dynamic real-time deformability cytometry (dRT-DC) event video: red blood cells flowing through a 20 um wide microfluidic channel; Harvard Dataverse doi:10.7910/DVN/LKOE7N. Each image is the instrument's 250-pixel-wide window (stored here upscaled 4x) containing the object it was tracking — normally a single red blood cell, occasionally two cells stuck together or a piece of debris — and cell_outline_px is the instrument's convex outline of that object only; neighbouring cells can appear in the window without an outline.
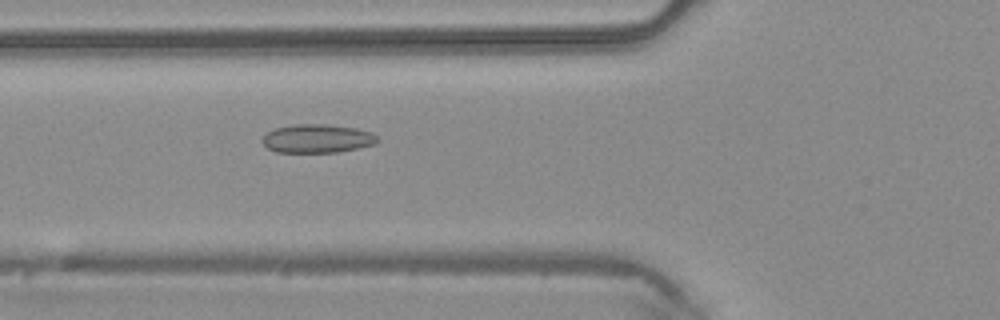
{"species": "common noctule bat (a hibernating species)", "species_latin": "Nyctalus noctula", "temperature_condition": "warm", "stored_images_in_passage": 9, "camera_frame_rate_fps": 3000, "um_per_image_px": 0.085, "animal": {"sex": "male", "body_mass_g": 20.4}, "frame": {"image": 1, "passage_image": 3, "time_ms": 0.667, "image_size_px": [1000, 320], "cell_outline_px": [[380, 140], [376, 144], [336, 152], [276, 152], [268, 148], [260, 140], [268, 132], [276, 128], [292, 124], [328, 124], [356, 128], [372, 132]], "centroid_in_image_um": [26.98, 11.77], "position_along_channel_um": 98.8, "area_um2": 19.19}}
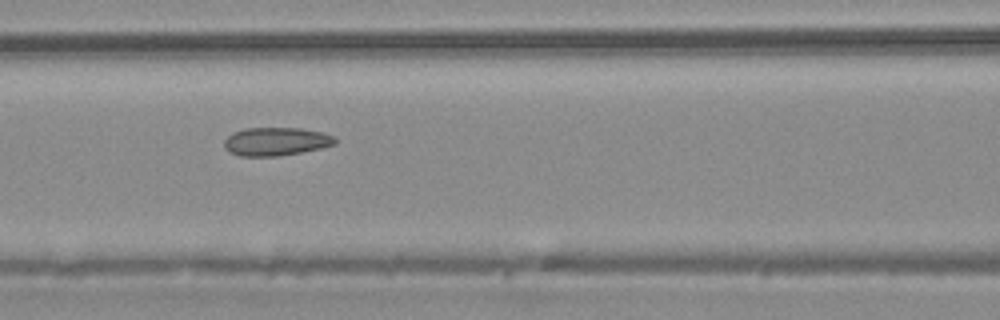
{"frame": {"image": 2, "passage_image": 6, "time_ms": 1.667, "image_size_px": [1000, 320], "cell_outline_px": [[336, 144], [320, 148], [280, 156], [240, 156], [228, 152], [224, 148], [224, 140], [228, 136], [244, 128], [300, 128], [320, 132], [332, 136], [336, 140]], "centroid_in_image_um": [23.42, 12.03], "position_along_channel_um": 143.2, "area_um2": 18.15}}